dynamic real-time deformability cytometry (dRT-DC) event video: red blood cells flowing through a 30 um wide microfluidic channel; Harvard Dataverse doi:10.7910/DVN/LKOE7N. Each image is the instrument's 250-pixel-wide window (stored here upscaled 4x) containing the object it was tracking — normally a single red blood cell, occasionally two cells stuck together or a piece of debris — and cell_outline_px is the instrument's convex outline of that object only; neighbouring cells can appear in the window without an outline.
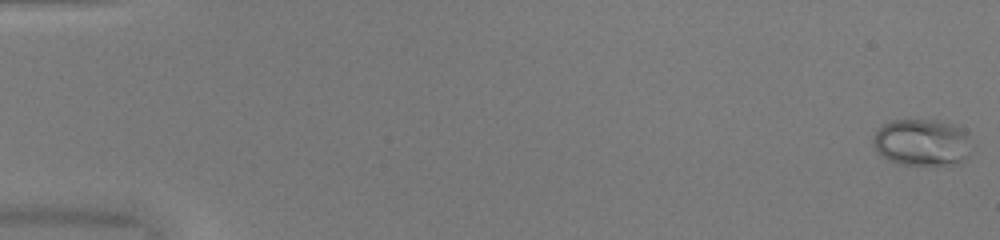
{"species": "common noctule bat (a hibernating species)", "species_latin": "Nyctalus noctula", "temperature_condition": "warm", "stored_images_in_passage": 51, "camera_frame_rate_fps": 3000, "um_per_image_px": 0.085, "animal": {"sex": "female", "body_mass_g": 20.0, "forearm_length_mm": 54.0}, "frame": {"image": 1, "passage_image": 1, "time_ms": 0.0, "image_size_px": [1000, 240], "cell_outline_px": [[972, 152], [964, 160], [948, 168], [900, 164], [888, 160], [880, 156], [876, 152], [872, 144], [872, 140], [876, 132], [884, 124], [892, 120], [940, 120], [952, 124], [960, 128], [972, 140]], "centroid_in_image_um": [78.41, 12.17], "position_along_channel_um": 6.6, "area_um2": 27.98}}
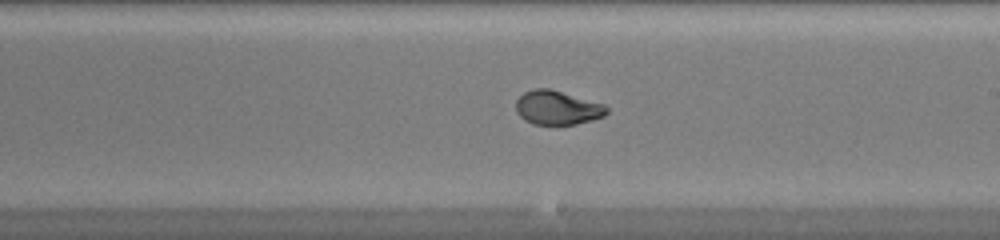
{"frame": {"image": 2, "passage_image": 31, "time_ms": 10.0, "image_size_px": [1000, 240], "cell_outline_px": [[608, 112], [604, 116], [592, 120], [576, 124], [532, 124], [524, 120], [516, 112], [516, 100], [524, 92], [532, 88], [548, 88], [604, 104], [608, 108]], "centroid_in_image_um": [47.35, 9.15], "position_along_channel_um": 241.6, "area_um2": 17.98}}
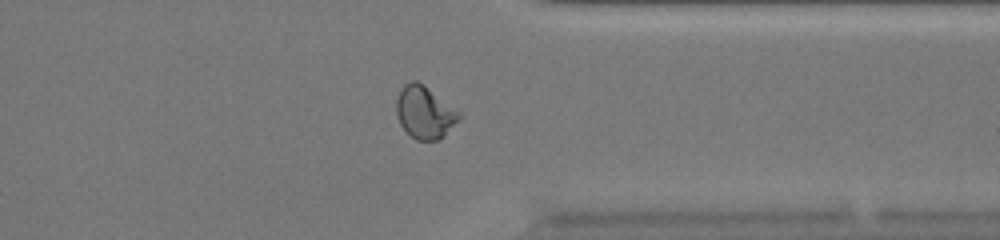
{"frame": {"image": 3, "passage_image": 41, "time_ms": 13.333, "image_size_px": [1000, 240], "cell_outline_px": [[460, 120], [440, 140], [416, 140], [400, 124], [396, 116], [396, 100], [400, 88], [404, 84], [412, 80], [416, 80], [424, 84], [456, 112], [460, 116]], "centroid_in_image_um": [36.04, 9.55], "position_along_channel_um": 375.4, "area_um2": 18.84}, "authors_computed_cell_mechanics": {"area_um2": 19.0162, "velocity_mm_per_s": 4.0885, "shape_relaxation_time_tau1_ms": 6.6487, "shape_relaxation_time_tau2_ms": null, "deformation_change_tau1": 0.2467, "deformation_change_tau2": null}}